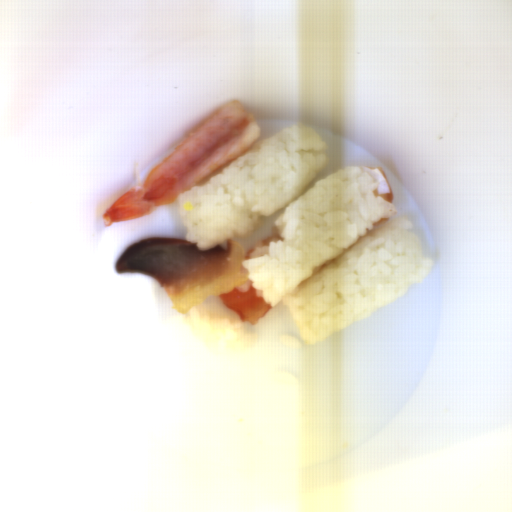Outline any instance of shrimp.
<instances>
[{"mask_svg": "<svg viewBox=\"0 0 512 512\" xmlns=\"http://www.w3.org/2000/svg\"><path fill=\"white\" fill-rule=\"evenodd\" d=\"M260 139L257 119L247 106L231 100L153 167L141 187L119 195L103 214V225L136 219L178 201L180 194L204 185Z\"/></svg>", "mask_w": 512, "mask_h": 512, "instance_id": "1", "label": "shrimp"}]
</instances>
